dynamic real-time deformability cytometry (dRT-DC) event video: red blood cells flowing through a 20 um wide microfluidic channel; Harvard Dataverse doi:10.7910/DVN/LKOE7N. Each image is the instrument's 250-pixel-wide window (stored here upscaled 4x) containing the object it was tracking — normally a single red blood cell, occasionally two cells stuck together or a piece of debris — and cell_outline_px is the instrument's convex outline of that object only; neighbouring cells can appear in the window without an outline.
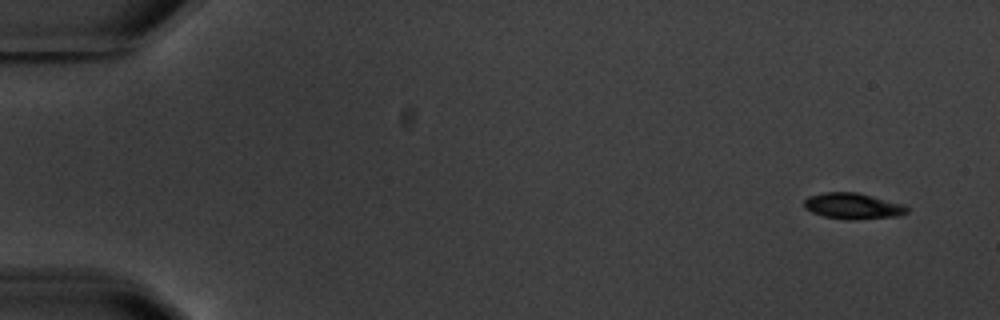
{"species": "common noctule bat (a hibernating species)", "species_latin": "Nyctalus noctula", "temperature_condition": "warm", "stored_images_in_passage": 6, "camera_frame_rate_fps": 3000, "um_per_image_px": 0.085, "animal": {"sex": "male", "body_mass_g": 20.1, "forearm_length_mm": 53.5}, "frame": {"image": 1, "passage_image": 1, "time_ms": 0.0, "image_size_px": [1000, 320], "cell_outline_px": [[908, 212], [896, 216], [852, 220], [848, 220], [824, 216], [812, 212], [804, 208], [804, 200], [808, 196], [824, 192], [856, 192], [904, 204], [908, 208]], "centroid_in_image_um": [72.47, 17.51], "position_along_channel_um": 12.5, "area_um2": 15.55}}